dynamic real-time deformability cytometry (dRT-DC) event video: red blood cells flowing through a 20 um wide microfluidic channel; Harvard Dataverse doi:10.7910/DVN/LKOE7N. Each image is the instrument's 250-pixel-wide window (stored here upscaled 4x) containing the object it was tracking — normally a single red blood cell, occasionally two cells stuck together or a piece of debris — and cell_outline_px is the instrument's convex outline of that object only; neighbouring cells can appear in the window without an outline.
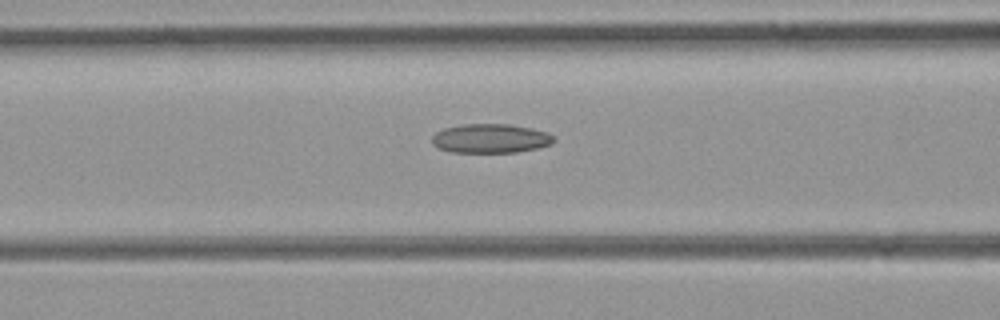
{"species": "common noctule bat (a hibernating species)", "species_latin": "Nyctalus noctula", "temperature_condition": "room temperature", "stored_images_in_passage": 27, "camera_frame_rate_fps": 3000, "um_per_image_px": 0.085, "animal": {"sex": "female", "body_mass_g": 21.9}, "frame": {"image": 1, "passage_image": 8, "time_ms": 2.333, "image_size_px": [1000, 320], "cell_outline_px": [[556, 140], [552, 144], [536, 148], [516, 152], [452, 152], [440, 148], [432, 144], [432, 136], [436, 132], [444, 128], [464, 124], [508, 124], [548, 132]], "centroid_in_image_um": [41.69, 11.77], "position_along_channel_um": 124.9, "area_um2": 20.52}}
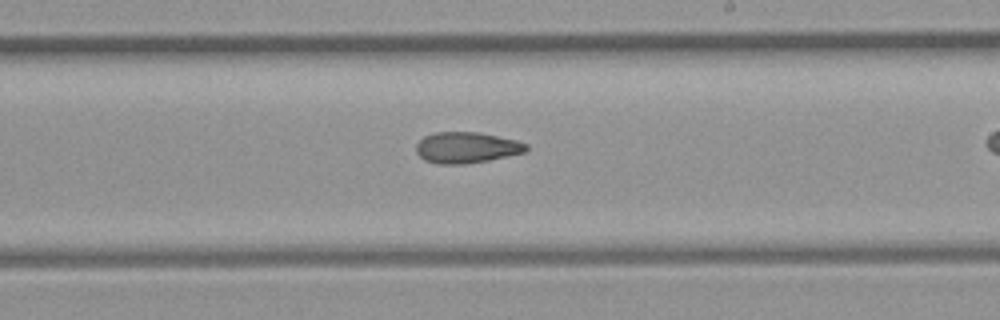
{"frame": {"image": 2, "passage_image": 17, "time_ms": 5.333, "image_size_px": [1000, 320], "cell_outline_px": [[528, 148], [524, 152], [488, 160], [464, 164], [440, 164], [424, 160], [416, 152], [416, 144], [424, 136], [432, 132], [480, 132], [516, 140], [528, 144]], "centroid_in_image_um": [39.63, 12.53], "position_along_channel_um": 249.4, "area_um2": 19.88}}
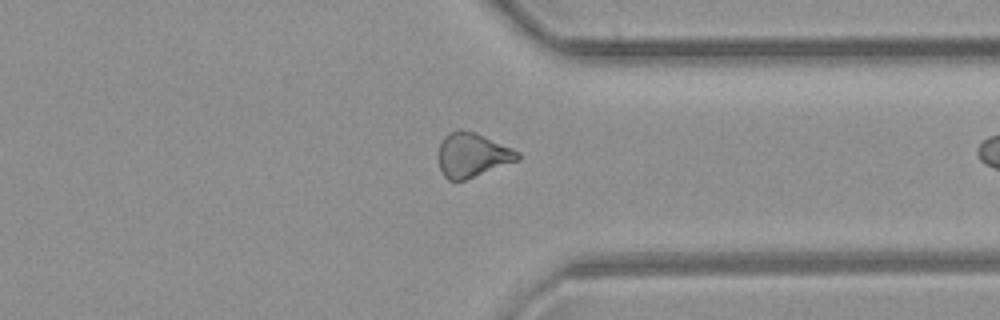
{"frame": {"image": 3, "passage_image": 26, "time_ms": 8.333, "image_size_px": [1000, 320], "cell_outline_px": [[520, 160], [464, 180], [448, 180], [444, 176], [440, 168], [436, 156], [440, 144], [444, 136], [448, 132], [456, 128], [460, 128], [476, 132], [512, 148], [520, 152]], "centroid_in_image_um": [40.12, 13.15], "position_along_channel_um": 371.3, "area_um2": 20.81}}